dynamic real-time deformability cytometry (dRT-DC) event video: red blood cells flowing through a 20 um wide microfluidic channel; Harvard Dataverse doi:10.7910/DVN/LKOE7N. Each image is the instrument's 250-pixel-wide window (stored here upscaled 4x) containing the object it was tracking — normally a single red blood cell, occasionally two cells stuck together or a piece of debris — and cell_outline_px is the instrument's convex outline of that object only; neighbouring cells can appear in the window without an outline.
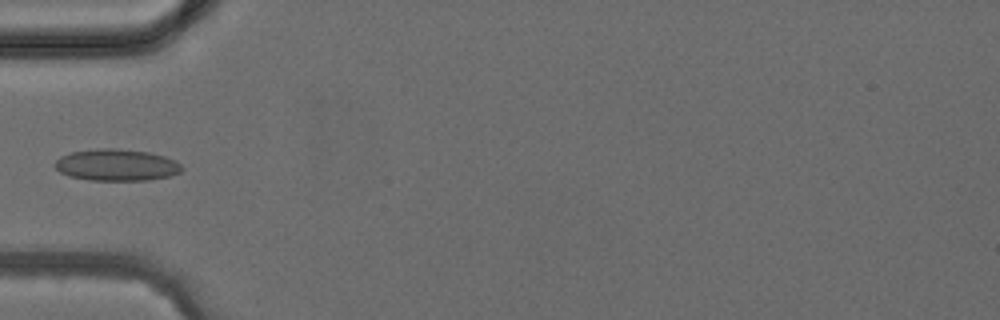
{"species": "common noctule bat (a hibernating species)", "species_latin": "Nyctalus noctula", "temperature_condition": "cold", "stored_images_in_passage": 4, "camera_frame_rate_fps": 3000, "um_per_image_px": 0.085, "animal": {"sex": "female", "body_mass_g": 24.6, "forearm_length_mm": 56.2}, "frame": {"image": 1, "passage_image": 4, "time_ms": 4.333, "image_size_px": [1000, 320], "cell_outline_px": [[184, 168], [180, 172], [168, 176], [148, 180], [88, 180], [68, 176], [60, 172], [52, 164], [60, 156], [72, 152], [96, 148], [116, 148], [148, 152], [164, 156], [176, 160]], "centroid_in_image_um": [9.88, 14.02], "position_along_channel_um": 75.1, "area_um2": 23.58}}